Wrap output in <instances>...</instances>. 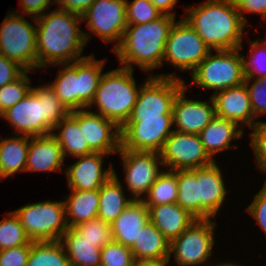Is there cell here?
<instances>
[{"label": "cell", "instance_id": "obj_50", "mask_svg": "<svg viewBox=\"0 0 266 266\" xmlns=\"http://www.w3.org/2000/svg\"><path fill=\"white\" fill-rule=\"evenodd\" d=\"M170 259L163 260H149V261H135L134 266H169Z\"/></svg>", "mask_w": 266, "mask_h": 266}, {"label": "cell", "instance_id": "obj_18", "mask_svg": "<svg viewBox=\"0 0 266 266\" xmlns=\"http://www.w3.org/2000/svg\"><path fill=\"white\" fill-rule=\"evenodd\" d=\"M187 85L176 95L172 106V120L175 131L199 134L215 117L214 102L192 100L185 97Z\"/></svg>", "mask_w": 266, "mask_h": 266}, {"label": "cell", "instance_id": "obj_29", "mask_svg": "<svg viewBox=\"0 0 266 266\" xmlns=\"http://www.w3.org/2000/svg\"><path fill=\"white\" fill-rule=\"evenodd\" d=\"M133 202L132 197H125L122 184L115 170L113 175L99 189L98 218L112 224L124 209Z\"/></svg>", "mask_w": 266, "mask_h": 266}, {"label": "cell", "instance_id": "obj_9", "mask_svg": "<svg viewBox=\"0 0 266 266\" xmlns=\"http://www.w3.org/2000/svg\"><path fill=\"white\" fill-rule=\"evenodd\" d=\"M13 212L31 241L59 240L68 229L62 200L26 204Z\"/></svg>", "mask_w": 266, "mask_h": 266}, {"label": "cell", "instance_id": "obj_15", "mask_svg": "<svg viewBox=\"0 0 266 266\" xmlns=\"http://www.w3.org/2000/svg\"><path fill=\"white\" fill-rule=\"evenodd\" d=\"M81 16L87 28L103 41H116L112 51L121 43L128 25L126 0H95Z\"/></svg>", "mask_w": 266, "mask_h": 266}, {"label": "cell", "instance_id": "obj_14", "mask_svg": "<svg viewBox=\"0 0 266 266\" xmlns=\"http://www.w3.org/2000/svg\"><path fill=\"white\" fill-rule=\"evenodd\" d=\"M162 164L168 170H188L212 164L199 134H188L173 130L160 152Z\"/></svg>", "mask_w": 266, "mask_h": 266}, {"label": "cell", "instance_id": "obj_21", "mask_svg": "<svg viewBox=\"0 0 266 266\" xmlns=\"http://www.w3.org/2000/svg\"><path fill=\"white\" fill-rule=\"evenodd\" d=\"M211 98L214 102L217 117L233 121L241 128L246 125L253 129L259 122L254 120L255 117L245 83L220 90L211 95Z\"/></svg>", "mask_w": 266, "mask_h": 266}, {"label": "cell", "instance_id": "obj_31", "mask_svg": "<svg viewBox=\"0 0 266 266\" xmlns=\"http://www.w3.org/2000/svg\"><path fill=\"white\" fill-rule=\"evenodd\" d=\"M57 129L60 133L57 135L52 132V134L60 144L64 157L67 154L81 157L94 152L88 145H84L83 128H80L77 119L71 113L64 117L52 131Z\"/></svg>", "mask_w": 266, "mask_h": 266}, {"label": "cell", "instance_id": "obj_22", "mask_svg": "<svg viewBox=\"0 0 266 266\" xmlns=\"http://www.w3.org/2000/svg\"><path fill=\"white\" fill-rule=\"evenodd\" d=\"M64 155L53 134L30 137L25 172L62 171Z\"/></svg>", "mask_w": 266, "mask_h": 266}, {"label": "cell", "instance_id": "obj_41", "mask_svg": "<svg viewBox=\"0 0 266 266\" xmlns=\"http://www.w3.org/2000/svg\"><path fill=\"white\" fill-rule=\"evenodd\" d=\"M252 83L251 85L250 82ZM244 83L246 85L251 108L254 117L257 118L266 113V76L260 79H255L252 82L251 78H245Z\"/></svg>", "mask_w": 266, "mask_h": 266}, {"label": "cell", "instance_id": "obj_10", "mask_svg": "<svg viewBox=\"0 0 266 266\" xmlns=\"http://www.w3.org/2000/svg\"><path fill=\"white\" fill-rule=\"evenodd\" d=\"M185 81L176 73L150 74L140 86L130 117H162L172 115V106Z\"/></svg>", "mask_w": 266, "mask_h": 266}, {"label": "cell", "instance_id": "obj_30", "mask_svg": "<svg viewBox=\"0 0 266 266\" xmlns=\"http://www.w3.org/2000/svg\"><path fill=\"white\" fill-rule=\"evenodd\" d=\"M29 136L18 135L0 139V179H7L17 172H25Z\"/></svg>", "mask_w": 266, "mask_h": 266}, {"label": "cell", "instance_id": "obj_43", "mask_svg": "<svg viewBox=\"0 0 266 266\" xmlns=\"http://www.w3.org/2000/svg\"><path fill=\"white\" fill-rule=\"evenodd\" d=\"M31 245L0 250V266H27Z\"/></svg>", "mask_w": 266, "mask_h": 266}, {"label": "cell", "instance_id": "obj_17", "mask_svg": "<svg viewBox=\"0 0 266 266\" xmlns=\"http://www.w3.org/2000/svg\"><path fill=\"white\" fill-rule=\"evenodd\" d=\"M71 114L83 128L84 145L107 155L119 152L121 128L115 122L88 109L71 111Z\"/></svg>", "mask_w": 266, "mask_h": 266}, {"label": "cell", "instance_id": "obj_5", "mask_svg": "<svg viewBox=\"0 0 266 266\" xmlns=\"http://www.w3.org/2000/svg\"><path fill=\"white\" fill-rule=\"evenodd\" d=\"M106 60H97L93 54L62 65L56 79L50 86L54 93L70 111L84 110L94 99L103 75Z\"/></svg>", "mask_w": 266, "mask_h": 266}, {"label": "cell", "instance_id": "obj_24", "mask_svg": "<svg viewBox=\"0 0 266 266\" xmlns=\"http://www.w3.org/2000/svg\"><path fill=\"white\" fill-rule=\"evenodd\" d=\"M149 221V209L145 203L142 200H133L111 224L113 240L131 247Z\"/></svg>", "mask_w": 266, "mask_h": 266}, {"label": "cell", "instance_id": "obj_19", "mask_svg": "<svg viewBox=\"0 0 266 266\" xmlns=\"http://www.w3.org/2000/svg\"><path fill=\"white\" fill-rule=\"evenodd\" d=\"M198 182V219L215 217L224 202L225 188L221 169L214 161L212 164L196 168Z\"/></svg>", "mask_w": 266, "mask_h": 266}, {"label": "cell", "instance_id": "obj_4", "mask_svg": "<svg viewBox=\"0 0 266 266\" xmlns=\"http://www.w3.org/2000/svg\"><path fill=\"white\" fill-rule=\"evenodd\" d=\"M71 111L48 84L31 87L30 92L0 115L15 127L17 135L29 137L51 134L53 128ZM21 132V133H20Z\"/></svg>", "mask_w": 266, "mask_h": 266}, {"label": "cell", "instance_id": "obj_6", "mask_svg": "<svg viewBox=\"0 0 266 266\" xmlns=\"http://www.w3.org/2000/svg\"><path fill=\"white\" fill-rule=\"evenodd\" d=\"M133 71L121 66L104 73L89 106L90 109L95 104L99 111L94 113L115 122L120 128L129 120L140 90Z\"/></svg>", "mask_w": 266, "mask_h": 266}, {"label": "cell", "instance_id": "obj_45", "mask_svg": "<svg viewBox=\"0 0 266 266\" xmlns=\"http://www.w3.org/2000/svg\"><path fill=\"white\" fill-rule=\"evenodd\" d=\"M24 71L16 62L0 55V88L17 79Z\"/></svg>", "mask_w": 266, "mask_h": 266}, {"label": "cell", "instance_id": "obj_48", "mask_svg": "<svg viewBox=\"0 0 266 266\" xmlns=\"http://www.w3.org/2000/svg\"><path fill=\"white\" fill-rule=\"evenodd\" d=\"M95 0H55L58 7L68 12L83 15ZM60 5V6H59Z\"/></svg>", "mask_w": 266, "mask_h": 266}, {"label": "cell", "instance_id": "obj_26", "mask_svg": "<svg viewBox=\"0 0 266 266\" xmlns=\"http://www.w3.org/2000/svg\"><path fill=\"white\" fill-rule=\"evenodd\" d=\"M59 241L68 256L70 266H100L101 249L82 238L74 227H68Z\"/></svg>", "mask_w": 266, "mask_h": 266}, {"label": "cell", "instance_id": "obj_1", "mask_svg": "<svg viewBox=\"0 0 266 266\" xmlns=\"http://www.w3.org/2000/svg\"><path fill=\"white\" fill-rule=\"evenodd\" d=\"M80 22L81 15L61 8L36 18L37 68L87 57L81 55L91 36L79 28Z\"/></svg>", "mask_w": 266, "mask_h": 266}, {"label": "cell", "instance_id": "obj_27", "mask_svg": "<svg viewBox=\"0 0 266 266\" xmlns=\"http://www.w3.org/2000/svg\"><path fill=\"white\" fill-rule=\"evenodd\" d=\"M169 246V241L149 221L130 249L135 261L163 260L170 256Z\"/></svg>", "mask_w": 266, "mask_h": 266}, {"label": "cell", "instance_id": "obj_37", "mask_svg": "<svg viewBox=\"0 0 266 266\" xmlns=\"http://www.w3.org/2000/svg\"><path fill=\"white\" fill-rule=\"evenodd\" d=\"M74 228L82 235V238L94 243V246L100 249L113 240L111 224L98 217L80 223Z\"/></svg>", "mask_w": 266, "mask_h": 266}, {"label": "cell", "instance_id": "obj_13", "mask_svg": "<svg viewBox=\"0 0 266 266\" xmlns=\"http://www.w3.org/2000/svg\"><path fill=\"white\" fill-rule=\"evenodd\" d=\"M172 126V115L130 117L121 128L120 149L160 153L173 132Z\"/></svg>", "mask_w": 266, "mask_h": 266}, {"label": "cell", "instance_id": "obj_11", "mask_svg": "<svg viewBox=\"0 0 266 266\" xmlns=\"http://www.w3.org/2000/svg\"><path fill=\"white\" fill-rule=\"evenodd\" d=\"M210 51L195 29L182 17L174 22L169 32L163 61L181 71L190 70L192 73Z\"/></svg>", "mask_w": 266, "mask_h": 266}, {"label": "cell", "instance_id": "obj_44", "mask_svg": "<svg viewBox=\"0 0 266 266\" xmlns=\"http://www.w3.org/2000/svg\"><path fill=\"white\" fill-rule=\"evenodd\" d=\"M247 212L255 218L258 226L266 234V181L261 190L254 196L252 203L246 208Z\"/></svg>", "mask_w": 266, "mask_h": 266}, {"label": "cell", "instance_id": "obj_38", "mask_svg": "<svg viewBox=\"0 0 266 266\" xmlns=\"http://www.w3.org/2000/svg\"><path fill=\"white\" fill-rule=\"evenodd\" d=\"M250 59L247 61L243 57V72L245 78L254 77L260 79L266 76V39L260 42L259 39L250 44ZM256 75V76H255Z\"/></svg>", "mask_w": 266, "mask_h": 266}, {"label": "cell", "instance_id": "obj_42", "mask_svg": "<svg viewBox=\"0 0 266 266\" xmlns=\"http://www.w3.org/2000/svg\"><path fill=\"white\" fill-rule=\"evenodd\" d=\"M250 133L251 142L256 158L257 168L266 173V122L259 121Z\"/></svg>", "mask_w": 266, "mask_h": 266}, {"label": "cell", "instance_id": "obj_32", "mask_svg": "<svg viewBox=\"0 0 266 266\" xmlns=\"http://www.w3.org/2000/svg\"><path fill=\"white\" fill-rule=\"evenodd\" d=\"M27 266H70L59 240L32 241Z\"/></svg>", "mask_w": 266, "mask_h": 266}, {"label": "cell", "instance_id": "obj_12", "mask_svg": "<svg viewBox=\"0 0 266 266\" xmlns=\"http://www.w3.org/2000/svg\"><path fill=\"white\" fill-rule=\"evenodd\" d=\"M217 223L210 219H197L180 236L170 242L171 253L178 266H195L205 264L212 256L215 244L214 232Z\"/></svg>", "mask_w": 266, "mask_h": 266}, {"label": "cell", "instance_id": "obj_20", "mask_svg": "<svg viewBox=\"0 0 266 266\" xmlns=\"http://www.w3.org/2000/svg\"><path fill=\"white\" fill-rule=\"evenodd\" d=\"M107 154L93 152L84 155L73 165L66 168L67 183L69 189L79 191L99 190L100 187L113 175L112 164L104 170L103 157Z\"/></svg>", "mask_w": 266, "mask_h": 266}, {"label": "cell", "instance_id": "obj_35", "mask_svg": "<svg viewBox=\"0 0 266 266\" xmlns=\"http://www.w3.org/2000/svg\"><path fill=\"white\" fill-rule=\"evenodd\" d=\"M0 221V250L31 245L32 241L26 234L19 218L13 211Z\"/></svg>", "mask_w": 266, "mask_h": 266}, {"label": "cell", "instance_id": "obj_33", "mask_svg": "<svg viewBox=\"0 0 266 266\" xmlns=\"http://www.w3.org/2000/svg\"><path fill=\"white\" fill-rule=\"evenodd\" d=\"M177 193V171L162 170L142 201L145 206L176 203Z\"/></svg>", "mask_w": 266, "mask_h": 266}, {"label": "cell", "instance_id": "obj_8", "mask_svg": "<svg viewBox=\"0 0 266 266\" xmlns=\"http://www.w3.org/2000/svg\"><path fill=\"white\" fill-rule=\"evenodd\" d=\"M237 49L215 50L191 73V81L199 87L215 92L244 83L243 57Z\"/></svg>", "mask_w": 266, "mask_h": 266}, {"label": "cell", "instance_id": "obj_16", "mask_svg": "<svg viewBox=\"0 0 266 266\" xmlns=\"http://www.w3.org/2000/svg\"><path fill=\"white\" fill-rule=\"evenodd\" d=\"M120 156L124 167L125 184L132 193L133 200H142L144 194H148L150 186L162 172L159 165L162 164L160 153L131 151L120 149Z\"/></svg>", "mask_w": 266, "mask_h": 266}, {"label": "cell", "instance_id": "obj_2", "mask_svg": "<svg viewBox=\"0 0 266 266\" xmlns=\"http://www.w3.org/2000/svg\"><path fill=\"white\" fill-rule=\"evenodd\" d=\"M183 17L212 50L242 49L243 22L234 0H207L189 6Z\"/></svg>", "mask_w": 266, "mask_h": 266}, {"label": "cell", "instance_id": "obj_3", "mask_svg": "<svg viewBox=\"0 0 266 266\" xmlns=\"http://www.w3.org/2000/svg\"><path fill=\"white\" fill-rule=\"evenodd\" d=\"M175 17L163 14L154 21L127 25L121 43L113 50L123 67L144 71L163 65L165 45Z\"/></svg>", "mask_w": 266, "mask_h": 266}, {"label": "cell", "instance_id": "obj_40", "mask_svg": "<svg viewBox=\"0 0 266 266\" xmlns=\"http://www.w3.org/2000/svg\"><path fill=\"white\" fill-rule=\"evenodd\" d=\"M126 14L128 25L148 23L163 15L149 0H126Z\"/></svg>", "mask_w": 266, "mask_h": 266}, {"label": "cell", "instance_id": "obj_39", "mask_svg": "<svg viewBox=\"0 0 266 266\" xmlns=\"http://www.w3.org/2000/svg\"><path fill=\"white\" fill-rule=\"evenodd\" d=\"M135 259L130 247L112 240L101 249L100 266H134Z\"/></svg>", "mask_w": 266, "mask_h": 266}, {"label": "cell", "instance_id": "obj_46", "mask_svg": "<svg viewBox=\"0 0 266 266\" xmlns=\"http://www.w3.org/2000/svg\"><path fill=\"white\" fill-rule=\"evenodd\" d=\"M237 10L245 24L247 18L242 13H257L260 14L263 20H266V0H234Z\"/></svg>", "mask_w": 266, "mask_h": 266}, {"label": "cell", "instance_id": "obj_25", "mask_svg": "<svg viewBox=\"0 0 266 266\" xmlns=\"http://www.w3.org/2000/svg\"><path fill=\"white\" fill-rule=\"evenodd\" d=\"M237 123L220 117H215L200 133V139L208 155H213L229 148L238 147L230 145L232 139H240L244 131Z\"/></svg>", "mask_w": 266, "mask_h": 266}, {"label": "cell", "instance_id": "obj_47", "mask_svg": "<svg viewBox=\"0 0 266 266\" xmlns=\"http://www.w3.org/2000/svg\"><path fill=\"white\" fill-rule=\"evenodd\" d=\"M55 0H20L23 14H28L29 17L37 18L42 16L46 9L50 10V5L53 6Z\"/></svg>", "mask_w": 266, "mask_h": 266}, {"label": "cell", "instance_id": "obj_7", "mask_svg": "<svg viewBox=\"0 0 266 266\" xmlns=\"http://www.w3.org/2000/svg\"><path fill=\"white\" fill-rule=\"evenodd\" d=\"M35 26L19 12H8L0 26V55L16 62L25 71L37 69Z\"/></svg>", "mask_w": 266, "mask_h": 266}, {"label": "cell", "instance_id": "obj_34", "mask_svg": "<svg viewBox=\"0 0 266 266\" xmlns=\"http://www.w3.org/2000/svg\"><path fill=\"white\" fill-rule=\"evenodd\" d=\"M176 203L198 219V182L196 169L177 170Z\"/></svg>", "mask_w": 266, "mask_h": 266}, {"label": "cell", "instance_id": "obj_51", "mask_svg": "<svg viewBox=\"0 0 266 266\" xmlns=\"http://www.w3.org/2000/svg\"><path fill=\"white\" fill-rule=\"evenodd\" d=\"M209 266H238V264L236 265V264H234V263L231 262V263H219L217 265H211V263H210Z\"/></svg>", "mask_w": 266, "mask_h": 266}, {"label": "cell", "instance_id": "obj_28", "mask_svg": "<svg viewBox=\"0 0 266 266\" xmlns=\"http://www.w3.org/2000/svg\"><path fill=\"white\" fill-rule=\"evenodd\" d=\"M70 191L69 197L63 198L68 227H75L98 216L99 190Z\"/></svg>", "mask_w": 266, "mask_h": 266}, {"label": "cell", "instance_id": "obj_36", "mask_svg": "<svg viewBox=\"0 0 266 266\" xmlns=\"http://www.w3.org/2000/svg\"><path fill=\"white\" fill-rule=\"evenodd\" d=\"M24 71L17 79L0 88V115L21 101L31 90L30 77Z\"/></svg>", "mask_w": 266, "mask_h": 266}, {"label": "cell", "instance_id": "obj_23", "mask_svg": "<svg viewBox=\"0 0 266 266\" xmlns=\"http://www.w3.org/2000/svg\"><path fill=\"white\" fill-rule=\"evenodd\" d=\"M150 222L169 243L180 236L197 219L177 203L146 206Z\"/></svg>", "mask_w": 266, "mask_h": 266}, {"label": "cell", "instance_id": "obj_49", "mask_svg": "<svg viewBox=\"0 0 266 266\" xmlns=\"http://www.w3.org/2000/svg\"><path fill=\"white\" fill-rule=\"evenodd\" d=\"M162 14L176 17L175 12L172 13L173 7L177 0H149Z\"/></svg>", "mask_w": 266, "mask_h": 266}]
</instances>
